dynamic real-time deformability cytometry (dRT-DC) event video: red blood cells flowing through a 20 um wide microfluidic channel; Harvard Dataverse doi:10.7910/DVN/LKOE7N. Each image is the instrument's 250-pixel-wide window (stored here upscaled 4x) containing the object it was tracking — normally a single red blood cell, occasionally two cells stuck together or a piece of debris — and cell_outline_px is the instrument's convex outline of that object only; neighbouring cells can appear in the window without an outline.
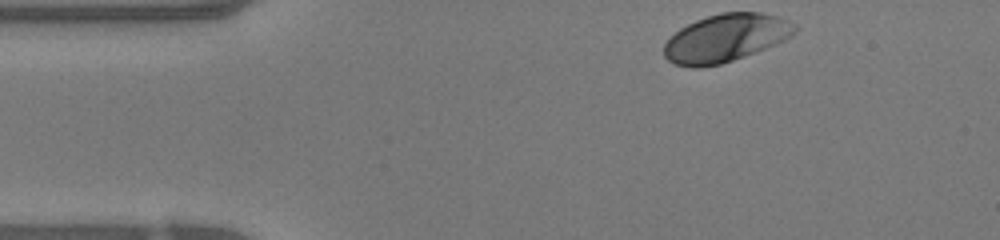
{"species": "human", "species_latin": "Homo sapiens", "temperature_condition": "warm", "stored_images_in_passage": 34, "camera_frame_rate_fps": 3000, "um_per_image_px": 0.085, "donor": {"sex": "female"}, "frame": {"image": 1, "passage_image": 1, "time_ms": 0.0, "image_size_px": [1000, 240], "cell_outline_px": [[796, 32], [784, 40], [764, 48], [732, 60], [720, 64], [700, 68], [692, 68], [676, 64], [668, 60], [664, 56], [664, 44], [680, 28], [696, 20], [720, 12], [760, 12], [776, 16], [788, 20], [796, 24]], "centroid_in_image_um": [61.67, 3.23], "position_along_channel_um": 23.3, "area_um2": 36.07}}
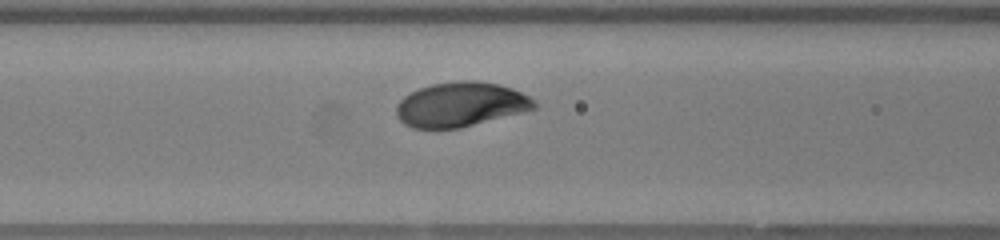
{"frame": {"image": 2, "passage_image": 13, "time_ms": 4.0, "image_size_px": [1000, 240], "cell_outline_px": [[536, 108], [524, 112], [460, 128], [412, 128], [404, 124], [396, 116], [396, 104], [404, 96], [420, 88], [432, 84], [460, 80], [476, 80], [500, 84], [512, 88], [536, 100]], "centroid_in_image_um": [39.16, 8.88], "position_along_channel_um": 127.4, "area_um2": 35.95}}
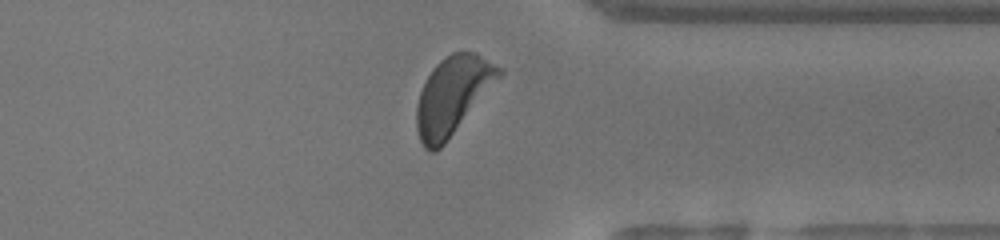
{"frame": {"image": 3, "passage_image": 31, "time_ms": 10.0, "image_size_px": [1000, 240], "cell_outline_px": [[504, 72], [444, 144], [436, 152], [428, 152], [424, 148], [420, 140], [416, 128], [416, 104], [420, 92], [432, 68], [440, 60], [452, 52], [476, 52], [504, 68]], "centroid_in_image_um": [38.46, 8.11], "position_along_channel_um": 372.9, "area_um2": 37.05}, "authors_computed_cell_mechanics": {"area_um2": 35.9227, "velocity_mm_per_s": 4.1922, "shape_relaxation_time_tau1_ms": 1.4845, "shape_relaxation_time_tau2_ms": null, "deformation_change_tau1": 0.128, "deformation_change_tau2": null}}